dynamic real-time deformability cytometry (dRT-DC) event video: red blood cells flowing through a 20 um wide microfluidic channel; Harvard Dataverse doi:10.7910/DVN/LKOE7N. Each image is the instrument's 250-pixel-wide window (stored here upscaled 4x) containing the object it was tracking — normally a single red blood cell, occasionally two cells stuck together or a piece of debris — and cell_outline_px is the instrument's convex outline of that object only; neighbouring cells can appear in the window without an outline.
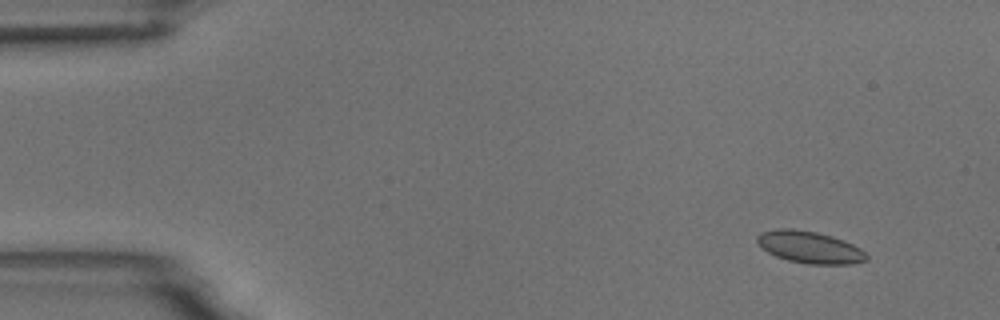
{"species": "common noctule bat (a hibernating species)", "species_latin": "Nyctalus noctula", "temperature_condition": "room temperature", "stored_images_in_passage": 4, "camera_frame_rate_fps": 3000, "um_per_image_px": 0.085, "animal": {"sex": "male", "body_mass_g": 18.8}, "frame": {"image": 1, "passage_image": 1, "time_ms": 0.0, "image_size_px": [1000, 320], "cell_outline_px": [[868, 260], [852, 264], [808, 264], [788, 260], [776, 256], [768, 252], [756, 240], [756, 236], [760, 232], [780, 228], [792, 228], [816, 232], [832, 236], [844, 240], [860, 248], [868, 256]], "centroid_in_image_um": [68.84, 21.01], "position_along_channel_um": 16.2, "area_um2": 20.35}}
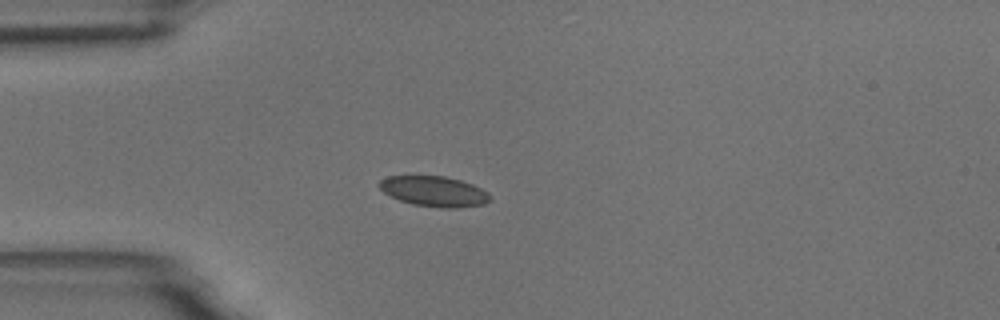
{"frame": {"image": 2, "passage_image": 4, "time_ms": 3.333, "image_size_px": [1000, 320], "cell_outline_px": [[492, 200], [484, 204], [456, 208], [440, 208], [412, 204], [400, 200], [384, 192], [376, 184], [380, 180], [388, 176], [444, 176], [460, 180], [472, 184], [488, 192], [492, 196]], "centroid_in_image_um": [36.92, 16.27], "position_along_channel_um": 48.1, "area_um2": 19.65}}